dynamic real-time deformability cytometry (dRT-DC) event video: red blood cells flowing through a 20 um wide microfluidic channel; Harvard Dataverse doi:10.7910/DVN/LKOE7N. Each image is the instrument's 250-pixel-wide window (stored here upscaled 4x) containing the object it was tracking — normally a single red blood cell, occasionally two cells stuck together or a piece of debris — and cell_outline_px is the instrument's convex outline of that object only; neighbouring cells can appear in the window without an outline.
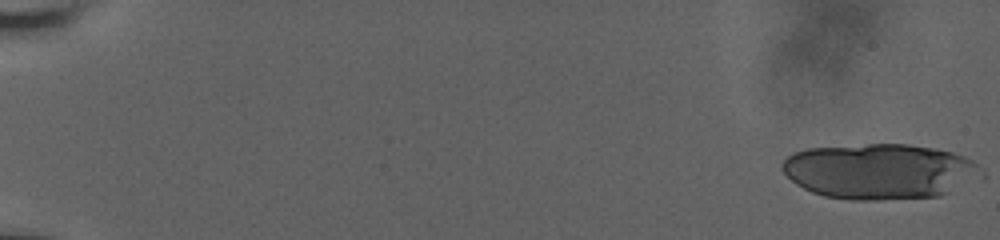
{"species": "human", "species_latin": "Homo sapiens", "temperature_condition": "room temperature", "stored_images_in_passage": 21, "camera_frame_rate_fps": 3000, "um_per_image_px": 0.085, "donor": {"sex": "male"}, "frame": {"image": 1, "passage_image": 1, "time_ms": 0.0, "image_size_px": [1000, 240], "cell_outline_px": [[976, 168], [940, 196], [876, 200], [852, 200], [824, 196], [812, 192], [796, 184], [780, 168], [780, 164], [792, 152], [808, 148], [868, 144], [908, 144], [932, 148], [952, 152], [964, 156], [972, 160], [976, 164]], "centroid_in_image_um": [74.52, 14.54], "position_along_channel_um": 10.5, "area_um2": 62.42}}